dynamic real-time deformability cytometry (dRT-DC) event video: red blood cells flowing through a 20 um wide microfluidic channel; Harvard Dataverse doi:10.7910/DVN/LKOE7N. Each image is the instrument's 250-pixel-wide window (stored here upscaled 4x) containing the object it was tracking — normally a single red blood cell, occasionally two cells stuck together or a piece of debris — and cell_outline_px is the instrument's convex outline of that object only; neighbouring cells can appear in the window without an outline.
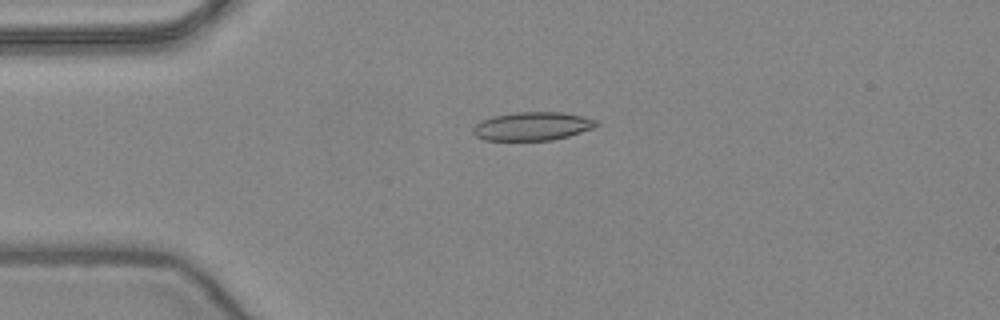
{"species": "common noctule bat (a hibernating species)", "species_latin": "Nyctalus noctula", "temperature_condition": "warm", "stored_images_in_passage": 44, "camera_frame_rate_fps": 3000, "um_per_image_px": 0.085, "animal": {"sex": "female", "body_mass_g": 24.6, "forearm_length_mm": 56.2}, "frame": {"image": 1, "passage_image": 12, "time_ms": 3.667, "image_size_px": [1000, 320], "cell_outline_px": [[600, 124], [592, 128], [568, 136], [552, 140], [484, 140], [476, 136], [472, 132], [472, 128], [480, 120], [492, 116], [516, 112], [560, 112], [584, 116], [596, 120]], "centroid_in_image_um": [45.22, 10.72], "position_along_channel_um": 39.8, "area_um2": 20.46}}
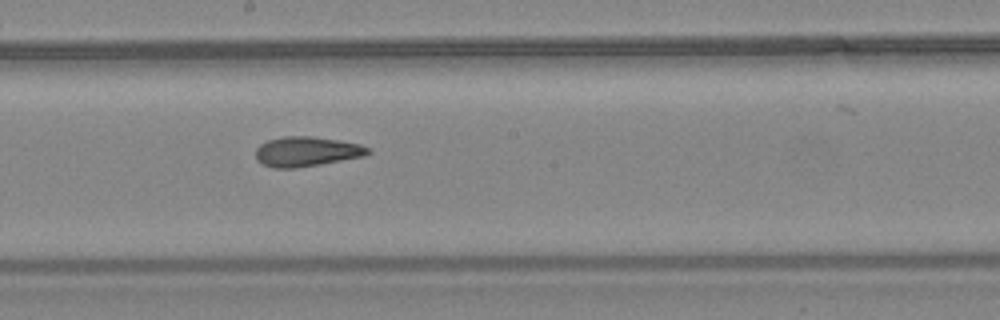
{"frame": {"image": 2, "passage_image": 28, "time_ms": 9.0, "image_size_px": [1000, 320], "cell_outline_px": [[372, 152], [364, 156], [320, 164], [296, 168], [272, 168], [256, 160], [256, 148], [260, 144], [268, 140], [284, 136], [312, 136], [360, 144], [368, 148]], "centroid_in_image_um": [26.04, 12.88], "position_along_channel_um": 222.2, "area_um2": 19.42}}
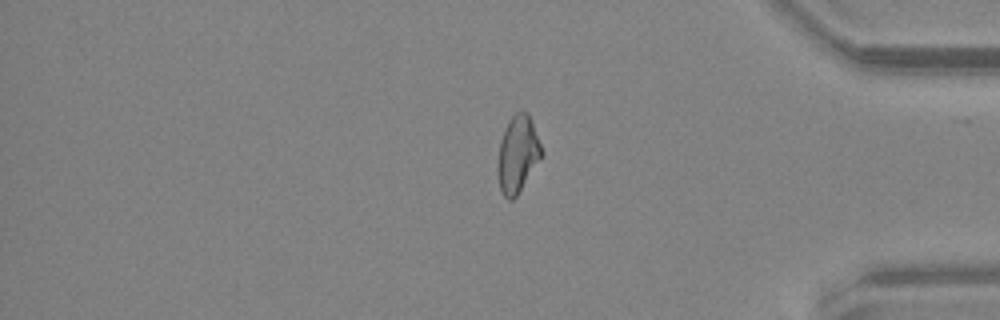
{"frame": {"image": 3, "passage_image": 43, "time_ms": 14.0, "image_size_px": [1000, 320], "cell_outline_px": [[544, 156], [516, 196], [512, 200], [508, 200], [500, 192], [496, 172], [496, 168], [500, 140], [504, 128], [508, 120], [516, 112], [528, 112], [532, 120], [544, 152]], "centroid_in_image_um": [44.0, 13.12], "position_along_channel_um": 391.2, "area_um2": 20.23}, "authors_computed_cell_mechanics": {"area_um2": 19.7965, "velocity_mm_per_s": 3.9152, "shape_relaxation_time_tau1_ms": null, "shape_relaxation_time_tau2_ms": 3.9313, "deformation_change_tau1": null, "deformation_change_tau2": 0.1207}}